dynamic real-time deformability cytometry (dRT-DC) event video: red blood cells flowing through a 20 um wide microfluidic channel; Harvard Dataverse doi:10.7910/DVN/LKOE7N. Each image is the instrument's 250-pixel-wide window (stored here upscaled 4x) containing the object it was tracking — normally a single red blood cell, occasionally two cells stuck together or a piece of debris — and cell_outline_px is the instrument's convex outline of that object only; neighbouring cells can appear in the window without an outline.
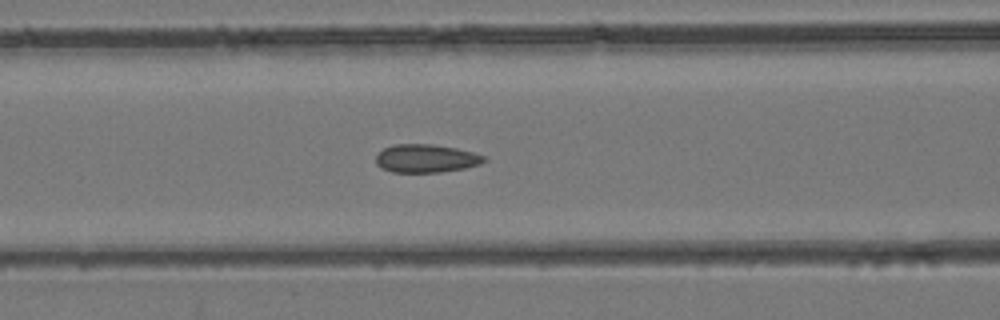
{"species": "common noctule bat (a hibernating species)", "species_latin": "Nyctalus noctula", "temperature_condition": "room temperature", "stored_images_in_passage": 44, "camera_frame_rate_fps": 3000, "um_per_image_px": 0.085, "animal": {"sex": "female", "body_mass_g": 24.6, "forearm_length_mm": 56.2}, "frame": {"image": 1, "passage_image": 18, "time_ms": 5.667, "image_size_px": [1000, 320], "cell_outline_px": [[488, 160], [480, 164], [464, 168], [440, 172], [392, 172], [380, 168], [376, 164], [376, 156], [384, 148], [392, 144], [432, 144], [456, 148], [472, 152], [484, 156]], "centroid_in_image_um": [36.19, 13.46], "position_along_channel_um": 130.4, "area_um2": 17.8}}
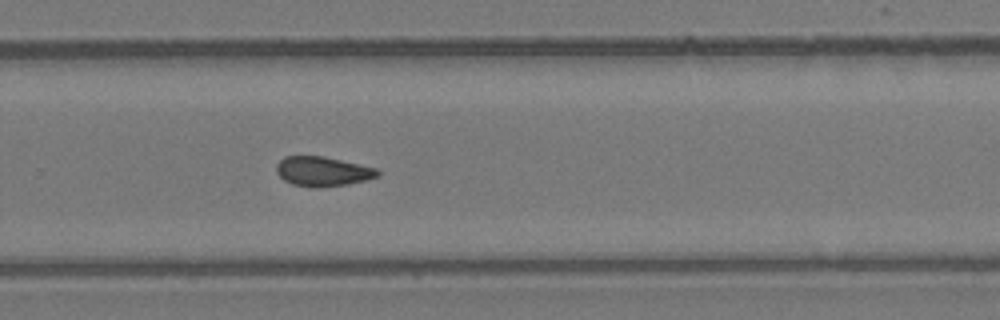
{"frame": {"image": 2, "passage_image": 29, "time_ms": 9.333, "image_size_px": [1000, 320], "cell_outline_px": [[380, 176], [348, 184], [320, 188], [312, 188], [292, 184], [284, 180], [276, 172], [276, 164], [284, 156], [324, 156], [376, 168], [380, 172]], "centroid_in_image_um": [27.41, 14.58], "position_along_channel_um": 302.4, "area_um2": 17.57}}
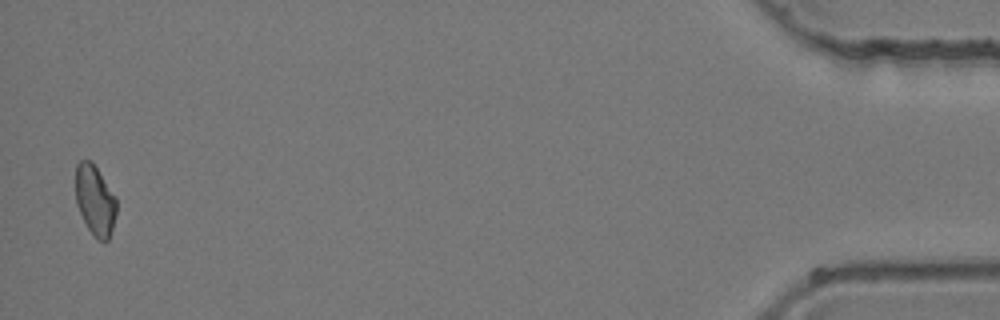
{"frame": {"image": 3, "passage_image": 43, "time_ms": 14.0, "image_size_px": [1000, 320], "cell_outline_px": [[116, 216], [108, 240], [100, 240], [88, 228], [76, 204], [76, 164], [80, 160], [92, 160], [116, 196]], "centroid_in_image_um": [8.08, 16.96], "position_along_channel_um": 427.1, "area_um2": 16.65}}